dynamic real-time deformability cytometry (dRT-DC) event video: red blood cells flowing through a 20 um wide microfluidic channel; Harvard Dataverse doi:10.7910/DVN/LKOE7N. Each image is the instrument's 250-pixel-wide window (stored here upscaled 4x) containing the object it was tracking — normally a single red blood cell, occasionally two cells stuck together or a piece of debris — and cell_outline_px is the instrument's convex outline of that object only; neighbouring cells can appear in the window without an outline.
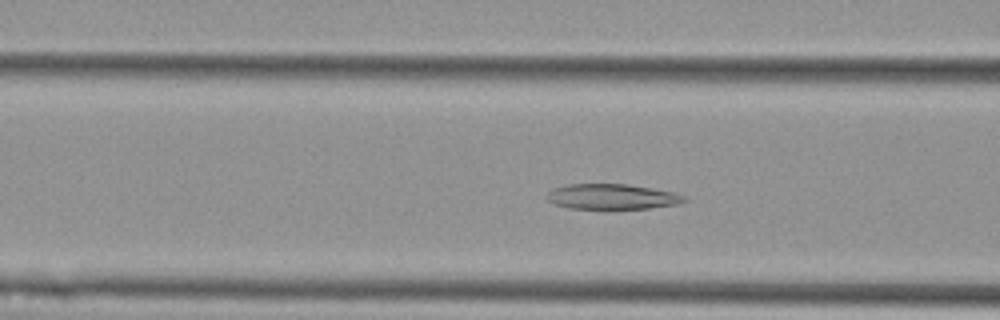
{"species": "Egyptian fruit bat (a non-hibernating species)", "species_latin": "Rousettus aegyptiacus", "temperature_condition": "cold", "stored_images_in_passage": 51, "camera_frame_rate_fps": 3000, "um_per_image_px": 0.085, "animal": {"sex": "female"}, "frame": {"image": 1, "passage_image": 17, "time_ms": 5.333, "image_size_px": [1000, 320], "cell_outline_px": [[688, 200], [676, 204], [652, 208], [612, 212], [604, 212], [568, 208], [556, 204], [548, 200], [548, 192], [552, 188], [568, 184], [628, 184], [672, 192], [684, 196]], "centroid_in_image_um": [52.0, 16.77], "position_along_channel_um": 114.6, "area_um2": 21.27}}
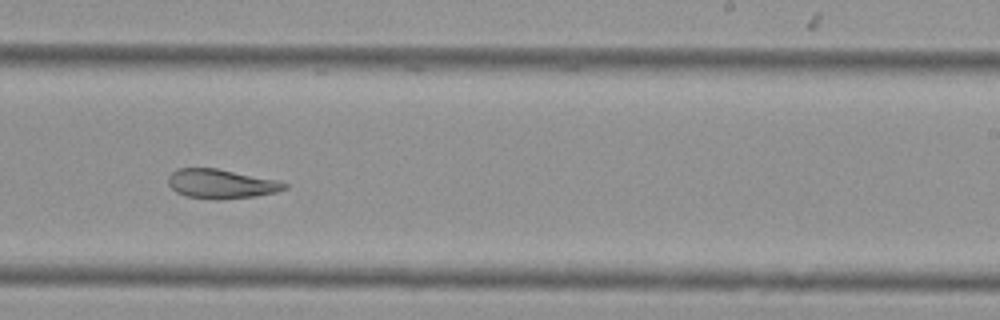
{"frame": {"image": 2, "passage_image": 30, "time_ms": 9.667, "image_size_px": [1000, 320], "cell_outline_px": [[288, 188], [276, 192], [256, 196], [184, 196], [176, 192], [168, 184], [168, 176], [176, 168], [216, 168], [276, 180], [288, 184]], "centroid_in_image_um": [18.78, 15.57], "position_along_channel_um": 270.2, "area_um2": 18.84}}
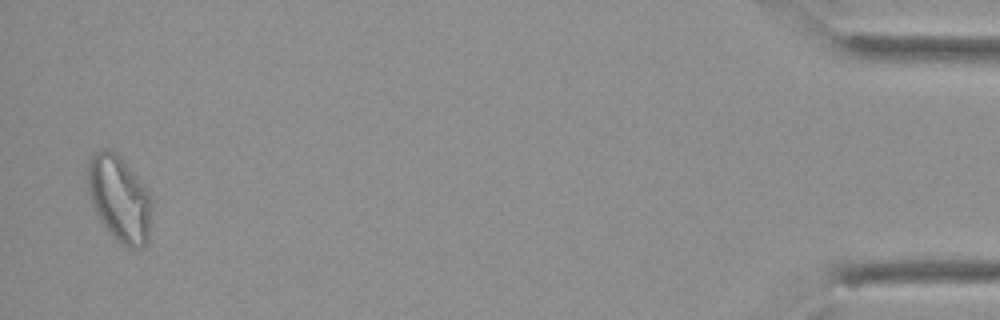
{"frame": {"image": 3, "passage_image": 50, "time_ms": 16.333, "image_size_px": [1000, 320], "cell_outline_px": [[152, 208], [148, 244], [144, 248], [128, 248], [120, 244], [108, 232], [100, 220], [92, 204], [88, 192], [88, 164], [92, 152], [100, 148], [108, 148], [116, 152], [120, 156], [152, 196]], "centroid_in_image_um": [10.16, 16.9], "position_along_channel_um": 425.0, "area_um2": 32.6}, "authors_computed_cell_mechanics": {"area_um2": 24.1604, "velocity_mm_per_s": 3.6094, "shape_relaxation_time_tau1_ms": null, "shape_relaxation_time_tau2_ms": 4.5429, "deformation_change_tau1": null, "deformation_change_tau2": 0.1256}}